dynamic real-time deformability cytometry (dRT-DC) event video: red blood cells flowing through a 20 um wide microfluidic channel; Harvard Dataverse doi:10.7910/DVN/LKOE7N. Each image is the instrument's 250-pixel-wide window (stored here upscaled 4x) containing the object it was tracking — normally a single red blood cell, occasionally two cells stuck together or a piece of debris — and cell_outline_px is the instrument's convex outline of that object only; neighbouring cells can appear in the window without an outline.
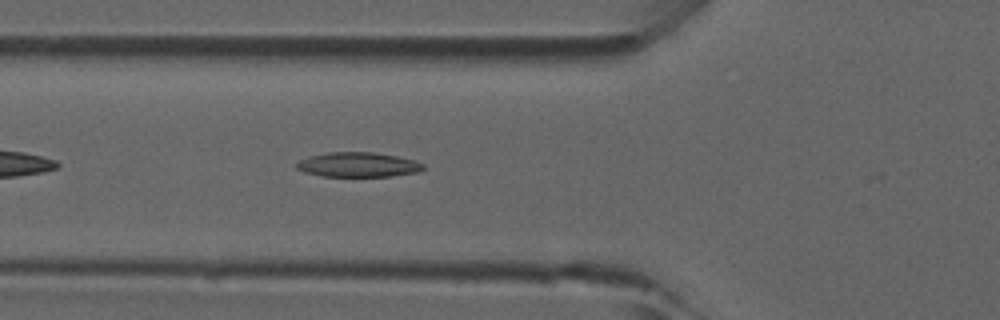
{"species": "common noctule bat (a hibernating species)", "species_latin": "Nyctalus noctula", "temperature_condition": "room temperature", "stored_images_in_passage": 30, "camera_frame_rate_fps": 3000, "um_per_image_px": 0.085, "animal": {"sex": "male", "forearm_length_mm": 52.5}, "frame": {"image": 1, "passage_image": 5, "time_ms": 1.333, "image_size_px": [1000, 320], "cell_outline_px": [[424, 168], [420, 172], [392, 176], [324, 176], [304, 172], [296, 168], [296, 164], [300, 160], [308, 156], [328, 152], [372, 152], [396, 156], [412, 160], [424, 164]], "centroid_in_image_um": [30.43, 14.0], "position_along_channel_um": 95.4, "area_um2": 18.15}}
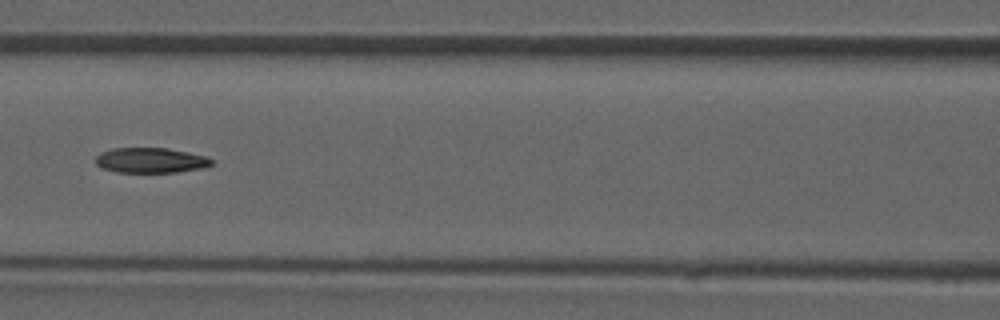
{"frame": {"image": 2, "passage_image": 9, "time_ms": 2.667, "image_size_px": [1000, 320], "cell_outline_px": [[212, 164], [200, 168], [176, 172], [116, 172], [104, 168], [96, 164], [96, 156], [100, 152], [112, 148], [168, 148], [188, 152], [204, 156], [212, 160]], "centroid_in_image_um": [12.76, 13.62], "position_along_channel_um": 153.8, "area_um2": 16.82}}